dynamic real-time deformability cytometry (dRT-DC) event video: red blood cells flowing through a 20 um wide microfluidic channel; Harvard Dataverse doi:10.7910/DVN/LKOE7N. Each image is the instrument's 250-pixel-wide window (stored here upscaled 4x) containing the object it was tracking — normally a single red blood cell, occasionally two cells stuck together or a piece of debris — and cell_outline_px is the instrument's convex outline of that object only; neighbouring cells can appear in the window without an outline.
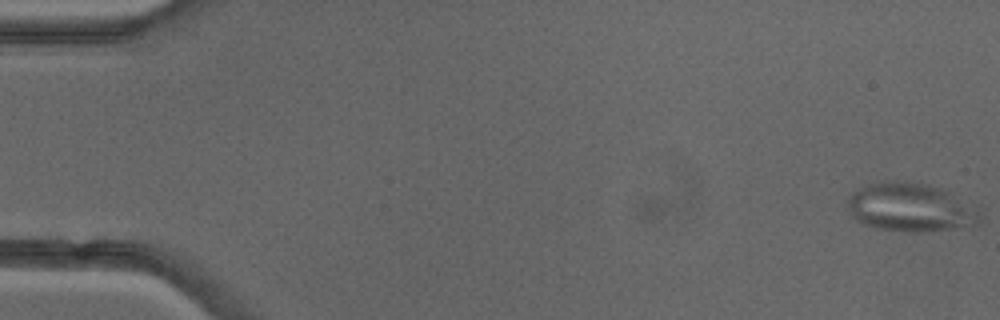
{"species": "common noctule bat (a hibernating species)", "species_latin": "Nyctalus noctula", "temperature_condition": "cold", "stored_images_in_passage": 12, "camera_frame_rate_fps": 3000, "um_per_image_px": 0.085, "animal": {"sex": "female"}, "frame": {"image": 1, "passage_image": 1, "time_ms": 0.0, "image_size_px": [1000, 320], "cell_outline_px": [[980, 224], [972, 228], [924, 232], [904, 232], [872, 228], [856, 220], [852, 216], [848, 208], [848, 200], [852, 192], [868, 184], [880, 180], [896, 180], [928, 184], [944, 188], [976, 212], [980, 216]], "centroid_in_image_um": [77.36, 17.65], "position_along_channel_um": 7.6, "area_um2": 37.86}}